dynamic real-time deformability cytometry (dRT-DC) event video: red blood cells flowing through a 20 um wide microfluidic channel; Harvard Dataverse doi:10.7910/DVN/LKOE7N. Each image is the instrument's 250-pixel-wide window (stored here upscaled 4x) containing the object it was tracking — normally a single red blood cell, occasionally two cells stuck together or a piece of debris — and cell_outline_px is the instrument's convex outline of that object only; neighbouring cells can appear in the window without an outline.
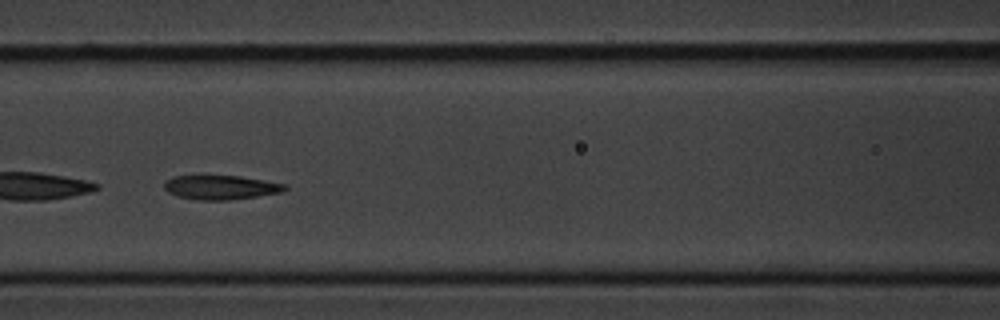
{"species": "common noctule bat (a hibernating species)", "species_latin": "Nyctalus noctula", "temperature_condition": "cold", "stored_images_in_passage": 7, "camera_frame_rate_fps": 3000, "um_per_image_px": 0.085, "animal": {"sex": "male", "body_mass_g": 20.1, "forearm_length_mm": 53.5}, "frame": {"image": 1, "passage_image": 7, "time_ms": 7.0, "image_size_px": [1000, 320], "cell_outline_px": [[288, 188], [284, 192], [228, 200], [200, 200], [176, 196], [168, 192], [164, 188], [164, 180], [176, 176], [240, 176], [288, 184]], "centroid_in_image_um": [18.79, 15.92], "position_along_channel_um": 147.8, "area_um2": 17.05}}